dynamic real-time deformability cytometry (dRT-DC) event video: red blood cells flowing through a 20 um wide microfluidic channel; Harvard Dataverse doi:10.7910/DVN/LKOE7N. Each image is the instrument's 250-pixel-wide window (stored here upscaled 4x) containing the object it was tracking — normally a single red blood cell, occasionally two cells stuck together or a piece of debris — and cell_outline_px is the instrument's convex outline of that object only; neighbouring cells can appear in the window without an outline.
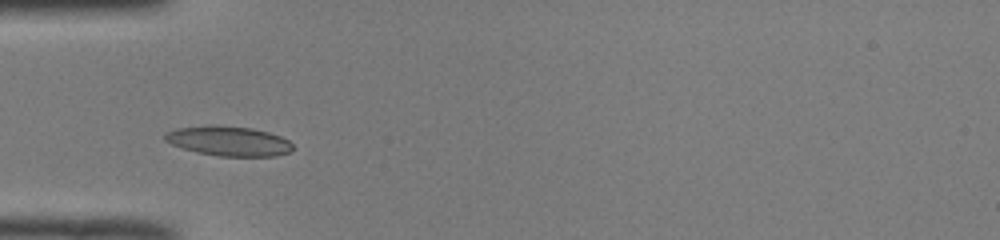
{"species": "common noctule bat (a hibernating species)", "species_latin": "Nyctalus noctula", "temperature_condition": "room temperature", "stored_images_in_passage": 20, "camera_frame_rate_fps": 3000, "um_per_image_px": 0.085, "animal": {"sex": "male", "body_mass_g": 19.0, "forearm_length_mm": 50.8}, "frame": {"image": 1, "passage_image": 4, "time_ms": 1.0, "image_size_px": [1000, 240], "cell_outline_px": [[292, 152], [276, 156], [220, 156], [196, 152], [172, 144], [164, 140], [164, 132], [176, 128], [208, 124], [212, 124], [252, 128], [268, 132], [280, 136], [288, 140], [292, 144]], "centroid_in_image_um": [19.42, 11.97], "position_along_channel_um": 65.6, "area_um2": 22.37}}